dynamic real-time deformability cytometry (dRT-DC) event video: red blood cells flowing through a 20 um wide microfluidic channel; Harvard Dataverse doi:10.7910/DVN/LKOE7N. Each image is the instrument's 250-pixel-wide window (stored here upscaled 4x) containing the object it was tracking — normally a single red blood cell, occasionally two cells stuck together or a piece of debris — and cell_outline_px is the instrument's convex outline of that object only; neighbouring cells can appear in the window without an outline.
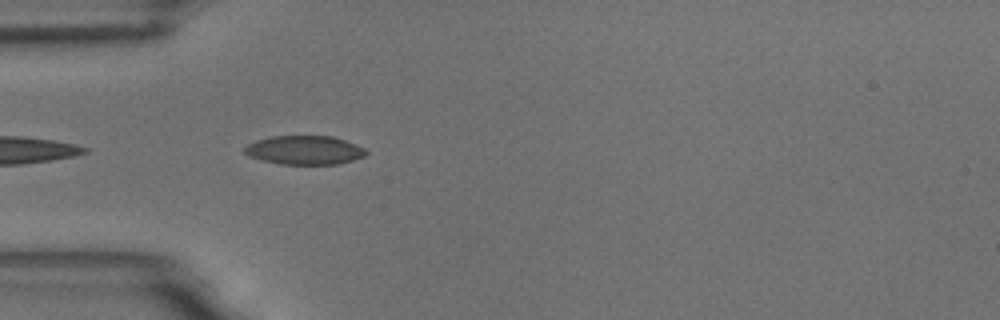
{"species": "common noctule bat (a hibernating species)", "species_latin": "Nyctalus noctula", "temperature_condition": "room temperature", "stored_images_in_passage": 13, "camera_frame_rate_fps": 3000, "um_per_image_px": 0.085, "animal": {"sex": "male", "body_mass_g": 18.8}, "frame": {"image": 1, "passage_image": 3, "time_ms": 0.667, "image_size_px": [1000, 320], "cell_outline_px": [[368, 152], [364, 156], [352, 160], [336, 164], [280, 164], [260, 160], [248, 156], [244, 152], [244, 148], [248, 144], [256, 140], [272, 136], [332, 136], [344, 140], [364, 148]], "centroid_in_image_um": [25.85, 12.76], "position_along_channel_um": 59.2, "area_um2": 20.35}}